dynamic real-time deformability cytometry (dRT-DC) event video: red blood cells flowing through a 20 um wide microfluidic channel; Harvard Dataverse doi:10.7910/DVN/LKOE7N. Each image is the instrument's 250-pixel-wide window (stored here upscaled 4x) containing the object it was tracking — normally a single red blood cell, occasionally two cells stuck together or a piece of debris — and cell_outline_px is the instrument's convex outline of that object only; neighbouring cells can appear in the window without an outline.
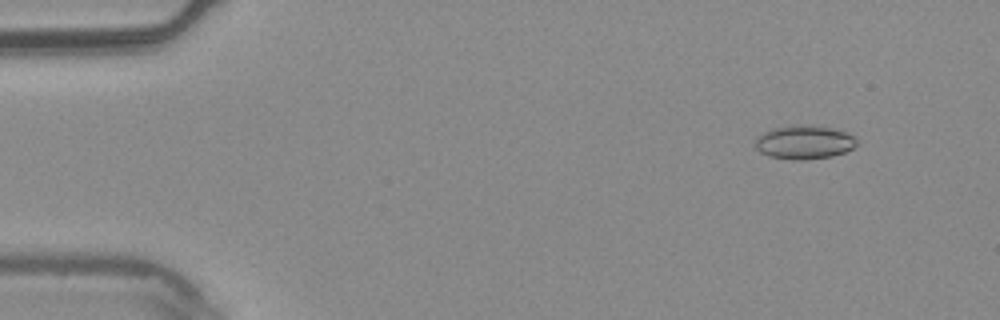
{"species": "common noctule bat (a hibernating species)", "species_latin": "Nyctalus noctula", "temperature_condition": "warm", "stored_images_in_passage": 6, "camera_frame_rate_fps": 3000, "um_per_image_px": 0.085, "animal": {"sex": "male", "body_mass_g": 20.4}, "frame": {"image": 1, "passage_image": 2, "time_ms": 0.333, "image_size_px": [1000, 320], "cell_outline_px": [[860, 144], [844, 152], [832, 156], [804, 160], [792, 160], [768, 156], [760, 152], [756, 148], [756, 136], [772, 128], [808, 124], [832, 128], [848, 132]], "centroid_in_image_um": [68.37, 12.09], "position_along_channel_um": 16.6, "area_um2": 20.06}}